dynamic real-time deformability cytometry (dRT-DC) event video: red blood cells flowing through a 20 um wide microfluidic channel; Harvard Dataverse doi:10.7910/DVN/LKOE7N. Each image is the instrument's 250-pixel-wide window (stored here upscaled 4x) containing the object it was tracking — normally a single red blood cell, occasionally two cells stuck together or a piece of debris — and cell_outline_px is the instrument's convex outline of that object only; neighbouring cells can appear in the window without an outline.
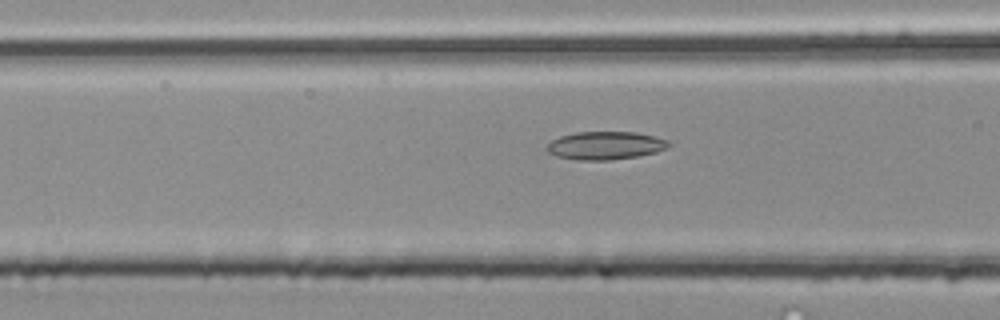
{"species": "common noctule bat (a hibernating species)", "species_latin": "Nyctalus noctula", "temperature_condition": "room temperature", "stored_images_in_passage": 29, "camera_frame_rate_fps": 3000, "um_per_image_px": 0.085, "animal": {"sex": "male", "body_mass_g": 20.4}, "frame": {"image": 1, "passage_image": 8, "time_ms": 2.333, "image_size_px": [1000, 320], "cell_outline_px": [[668, 148], [656, 152], [640, 156], [608, 160], [576, 160], [556, 156], [548, 152], [548, 144], [552, 140], [560, 136], [576, 132], [636, 132], [668, 140]], "centroid_in_image_um": [51.45, 12.37], "position_along_channel_um": 115.1, "area_um2": 19.83}}
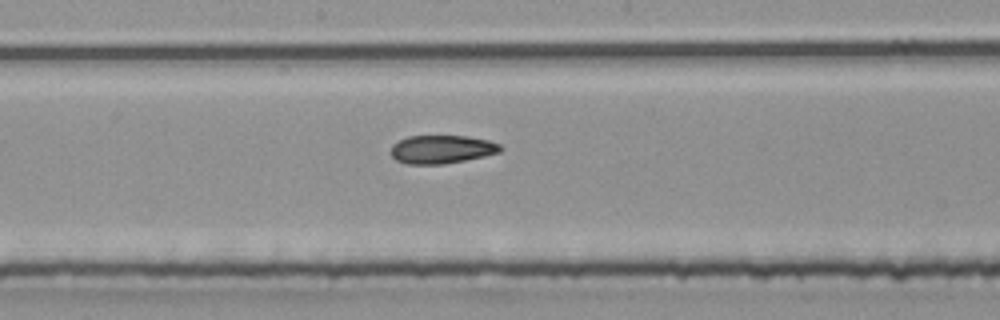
{"frame": {"image": 2, "passage_image": 15, "time_ms": 4.667, "image_size_px": [1000, 320], "cell_outline_px": [[504, 148], [500, 152], [484, 156], [444, 164], [408, 164], [396, 160], [392, 156], [392, 144], [408, 136], [468, 136], [488, 140], [500, 144]], "centroid_in_image_um": [37.57, 12.69], "position_along_channel_um": 210.6, "area_um2": 18.03}}
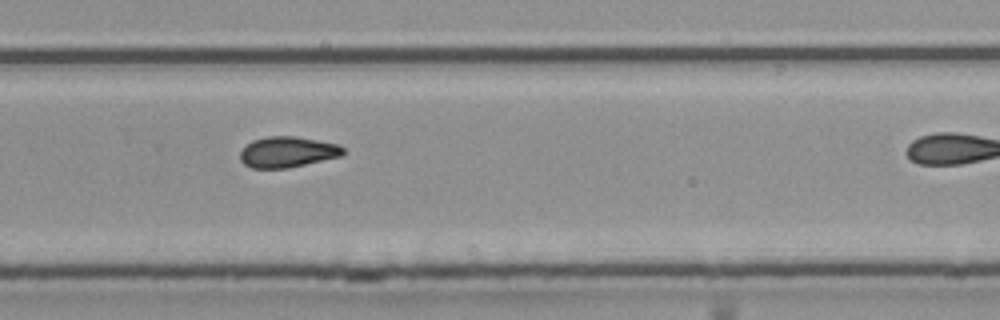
{"frame": {"image": 3, "passage_image": 22, "time_ms": 7.0, "image_size_px": [1000, 320], "cell_outline_px": [[344, 152], [340, 156], [288, 168], [252, 168], [244, 164], [240, 160], [240, 152], [252, 140], [268, 136], [296, 136], [336, 144], [344, 148]], "centroid_in_image_um": [24.4, 12.92], "position_along_channel_um": 305.4, "area_um2": 18.26}}